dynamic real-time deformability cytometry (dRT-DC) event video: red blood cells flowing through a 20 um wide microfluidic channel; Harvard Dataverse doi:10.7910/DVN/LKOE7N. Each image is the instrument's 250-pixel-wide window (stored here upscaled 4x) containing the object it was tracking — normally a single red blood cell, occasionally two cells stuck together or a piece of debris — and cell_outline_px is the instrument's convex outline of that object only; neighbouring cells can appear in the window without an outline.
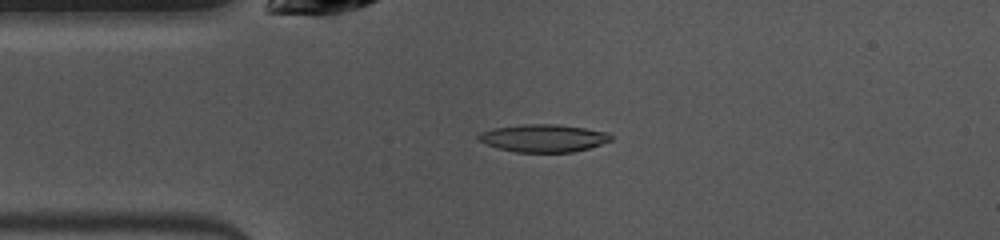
{"species": "common noctule bat (a hibernating species)", "species_latin": "Nyctalus noctula", "temperature_condition": "warm", "stored_images_in_passage": 48, "camera_frame_rate_fps": 3000, "um_per_image_px": 0.085, "animal": {"sex": "female", "body_mass_g": 10.0, "forearm_length_mm": 53.1}, "frame": {"image": 1, "passage_image": 10, "time_ms": 3.0, "image_size_px": [1000, 240], "cell_outline_px": [[612, 140], [588, 148], [572, 152], [516, 152], [496, 148], [480, 140], [476, 136], [480, 132], [492, 128], [524, 124], [556, 124], [584, 128], [608, 132], [612, 136]], "centroid_in_image_um": [46.18, 11.74], "position_along_channel_um": 38.8, "area_um2": 21.27}}
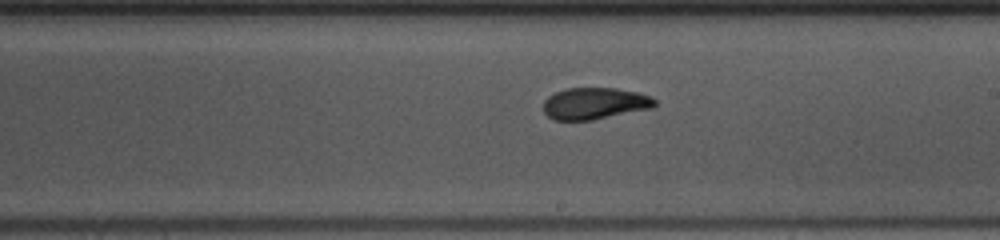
{"frame": {"image": 2, "passage_image": 26, "time_ms": 8.333, "image_size_px": [1000, 240], "cell_outline_px": [[656, 104], [652, 108], [592, 120], [552, 120], [544, 112], [544, 100], [548, 96], [556, 92], [568, 88], [616, 88], [636, 92], [652, 96], [656, 100]], "centroid_in_image_um": [50.55, 8.79], "position_along_channel_um": 238.4, "area_um2": 20.58}}
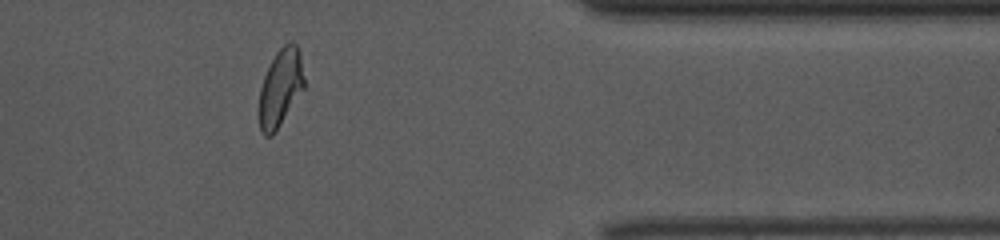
{"frame": {"image": 3, "passage_image": 39, "time_ms": 12.667, "image_size_px": [1000, 240], "cell_outline_px": [[304, 88], [272, 136], [264, 136], [260, 132], [256, 116], [256, 112], [260, 88], [264, 76], [276, 52], [284, 44], [292, 40], [296, 44], [300, 52], [304, 80]], "centroid_in_image_um": [23.78, 7.5], "position_along_channel_um": 387.6, "area_um2": 20.69}, "authors_computed_cell_mechanics": {"area_um2": 20.8947, "velocity_mm_per_s": 3.9813, "shape_relaxation_time_tau1_ms": 7.3883, "shape_relaxation_time_tau2_ms": 1.5732, "deformation_change_tau1": 0.2188, "deformation_change_tau2": 0.0739}}